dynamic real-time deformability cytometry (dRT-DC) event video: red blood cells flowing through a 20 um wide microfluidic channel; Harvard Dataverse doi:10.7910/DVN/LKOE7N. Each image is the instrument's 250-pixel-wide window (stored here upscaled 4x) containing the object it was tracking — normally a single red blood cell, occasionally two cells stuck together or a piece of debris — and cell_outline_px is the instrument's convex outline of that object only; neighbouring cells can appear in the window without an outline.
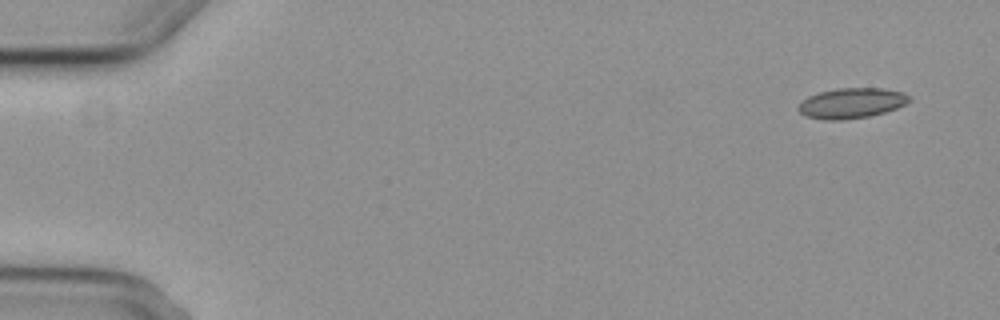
{"species": "common noctule bat (a hibernating species)", "species_latin": "Nyctalus noctula", "temperature_condition": "cold", "stored_images_in_passage": 5, "camera_frame_rate_fps": 3000, "um_per_image_px": 0.085, "animal": {"sex": "female", "body_mass_g": 29.2, "forearm_length_mm": 56.3}, "frame": {"image": 1, "passage_image": 1, "time_ms": 0.0, "image_size_px": [1000, 320], "cell_outline_px": [[912, 100], [896, 108], [884, 112], [868, 116], [840, 120], [824, 120], [804, 116], [796, 108], [808, 96], [820, 92], [836, 88], [880, 88], [904, 92]], "centroid_in_image_um": [72.36, 8.76], "position_along_channel_um": 12.6, "area_um2": 19.48}}
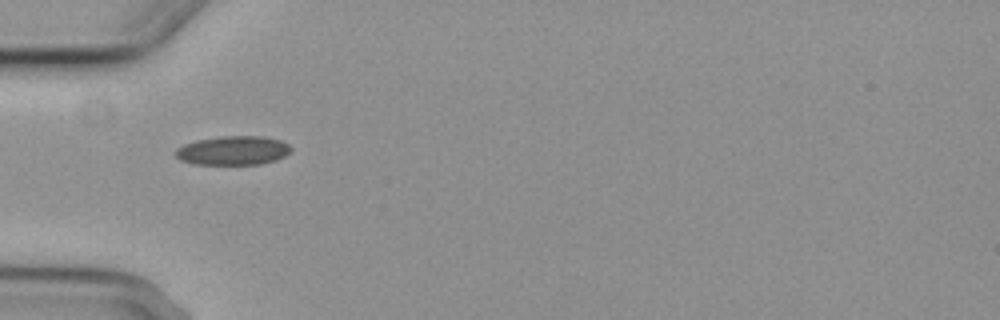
{"frame": {"image": 2, "passage_image": 5, "time_ms": 5.0, "image_size_px": [1000, 320], "cell_outline_px": [[292, 148], [284, 156], [276, 160], [260, 164], [196, 164], [180, 160], [176, 156], [176, 148], [184, 144], [196, 140], [220, 136], [264, 136], [280, 140], [288, 144]], "centroid_in_image_um": [19.81, 12.78], "position_along_channel_um": 65.2, "area_um2": 19.48}}